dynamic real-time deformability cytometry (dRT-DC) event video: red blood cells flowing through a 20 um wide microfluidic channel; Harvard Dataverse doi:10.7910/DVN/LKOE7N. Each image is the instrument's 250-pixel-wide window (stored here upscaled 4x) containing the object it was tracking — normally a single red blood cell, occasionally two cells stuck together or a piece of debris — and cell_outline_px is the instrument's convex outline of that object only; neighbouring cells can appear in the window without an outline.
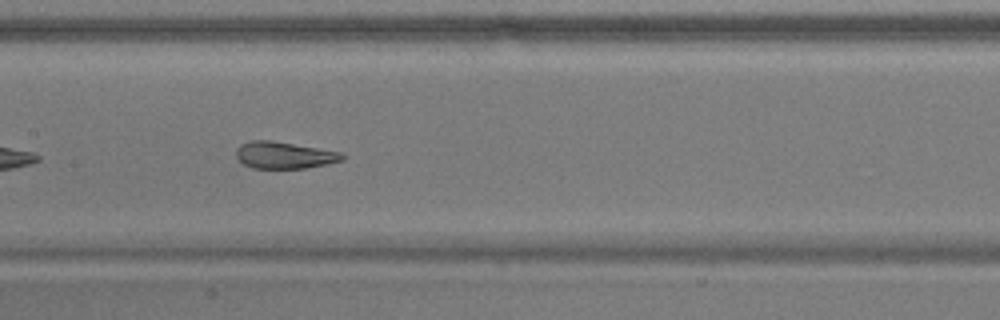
{"species": "common noctule bat (a hibernating species)", "species_latin": "Nyctalus noctula", "temperature_condition": "warm", "stored_images_in_passage": 40, "camera_frame_rate_fps": 3000, "um_per_image_px": 0.085, "animal": {"sex": "male", "body_mass_g": 17.9}, "frame": {"image": 1, "passage_image": 12, "time_ms": 3.667, "image_size_px": [1000, 320], "cell_outline_px": [[348, 156], [344, 160], [328, 164], [304, 168], [252, 168], [244, 164], [236, 156], [236, 148], [240, 144], [252, 140], [272, 140], [344, 152]], "centroid_in_image_um": [24.22, 13.18], "position_along_channel_um": 183.2, "area_um2": 16.88}}
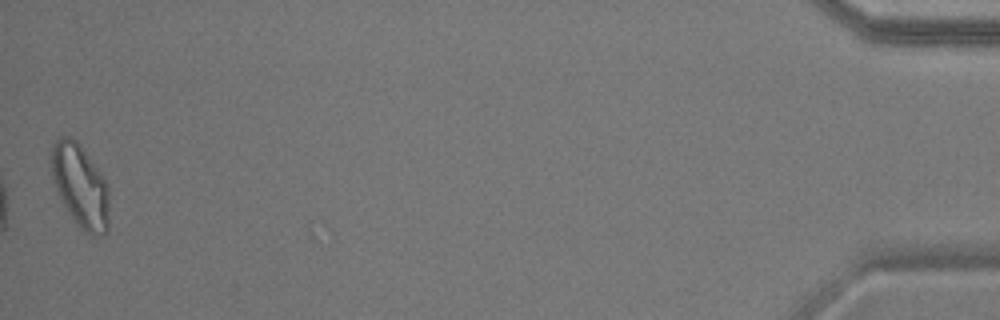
{"frame": {"image": 2, "passage_image": 40, "time_ms": 13.0, "image_size_px": [1000, 320], "cell_outline_px": [[108, 232], [104, 236], [92, 236], [84, 232], [80, 228], [56, 192], [52, 176], [48, 156], [52, 144], [60, 136], [68, 136], [76, 140], [96, 168], [104, 180], [108, 188]], "centroid_in_image_um": [6.78, 15.81], "position_along_channel_um": 428.4, "area_um2": 28.03}, "authors_computed_cell_mechanics": {"area_um2": 19.074, "velocity_mm_per_s": 3.659, "shape_relaxation_time_tau1_ms": 5.8026, "shape_relaxation_time_tau2_ms": 1.0071, "deformation_change_tau1": 0.1562, "deformation_change_tau2": 0.0741}}